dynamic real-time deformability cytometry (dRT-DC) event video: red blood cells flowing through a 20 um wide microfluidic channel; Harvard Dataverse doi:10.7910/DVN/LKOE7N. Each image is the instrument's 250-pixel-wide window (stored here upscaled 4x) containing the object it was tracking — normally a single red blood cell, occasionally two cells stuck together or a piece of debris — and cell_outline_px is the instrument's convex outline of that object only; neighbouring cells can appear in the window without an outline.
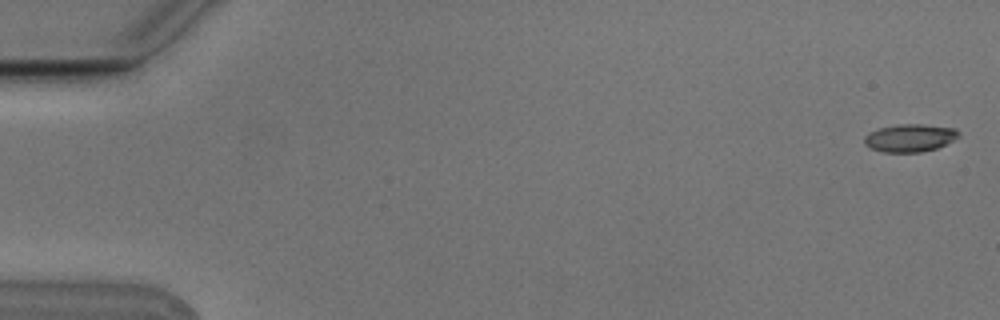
{"species": "Egyptian fruit bat (a non-hibernating species)", "species_latin": "Rousettus aegyptiacus", "temperature_condition": "cold", "stored_images_in_passage": 7, "camera_frame_rate_fps": 3000, "um_per_image_px": 0.085, "animal": {"sex": "male"}, "frame": {"image": 1, "passage_image": 1, "time_ms": 0.0, "image_size_px": [1000, 320], "cell_outline_px": [[960, 136], [936, 148], [920, 152], [884, 152], [872, 148], [864, 144], [864, 136], [880, 128], [900, 124], [920, 124], [956, 128], [960, 132]], "centroid_in_image_um": [77.36, 11.72], "position_along_channel_um": 7.6, "area_um2": 15.03}}
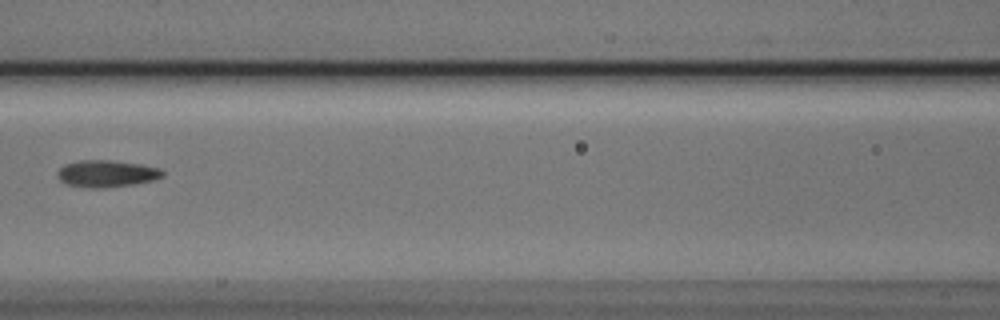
{"frame": {"image": 2, "passage_image": 7, "time_ms": 2.0, "image_size_px": [1000, 320], "cell_outline_px": [[164, 176], [152, 180], [132, 184], [96, 188], [92, 188], [68, 184], [60, 180], [56, 172], [64, 164], [80, 160], [112, 160], [140, 164], [160, 168], [164, 172]], "centroid_in_image_um": [9.06, 14.74], "position_along_channel_um": 157.5, "area_um2": 16.3}}